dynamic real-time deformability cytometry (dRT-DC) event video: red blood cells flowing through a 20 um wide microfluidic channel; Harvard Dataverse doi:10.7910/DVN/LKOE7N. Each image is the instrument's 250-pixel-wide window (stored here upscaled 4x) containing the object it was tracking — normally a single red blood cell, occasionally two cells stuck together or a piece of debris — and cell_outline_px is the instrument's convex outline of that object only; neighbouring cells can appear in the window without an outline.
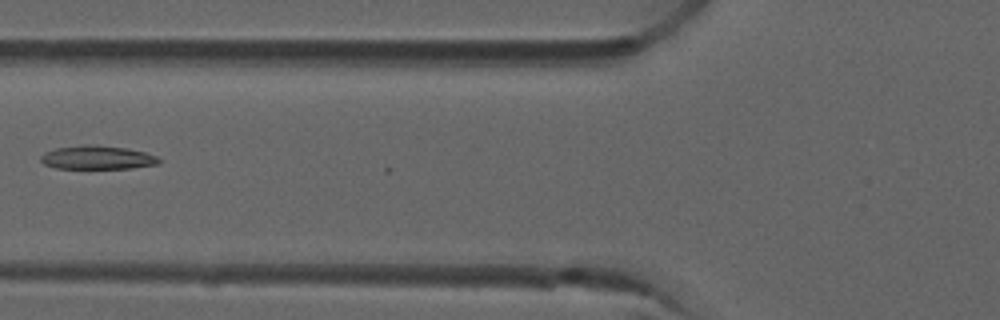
{"species": "common noctule bat (a hibernating species)", "species_latin": "Nyctalus noctula", "temperature_condition": "room temperature", "stored_images_in_passage": 3, "camera_frame_rate_fps": 3000, "um_per_image_px": 0.085, "animal": {"sex": "male", "forearm_length_mm": 52.5}, "frame": {"image": 1, "passage_image": 3, "time_ms": 0.667, "image_size_px": [1000, 320], "cell_outline_px": [[160, 164], [132, 168], [56, 168], [44, 164], [40, 160], [40, 156], [44, 152], [56, 148], [84, 144], [88, 144], [128, 148], [144, 152], [156, 156], [160, 160]], "centroid_in_image_um": [8.26, 13.38], "position_along_channel_um": 117.5, "area_um2": 16.3}}